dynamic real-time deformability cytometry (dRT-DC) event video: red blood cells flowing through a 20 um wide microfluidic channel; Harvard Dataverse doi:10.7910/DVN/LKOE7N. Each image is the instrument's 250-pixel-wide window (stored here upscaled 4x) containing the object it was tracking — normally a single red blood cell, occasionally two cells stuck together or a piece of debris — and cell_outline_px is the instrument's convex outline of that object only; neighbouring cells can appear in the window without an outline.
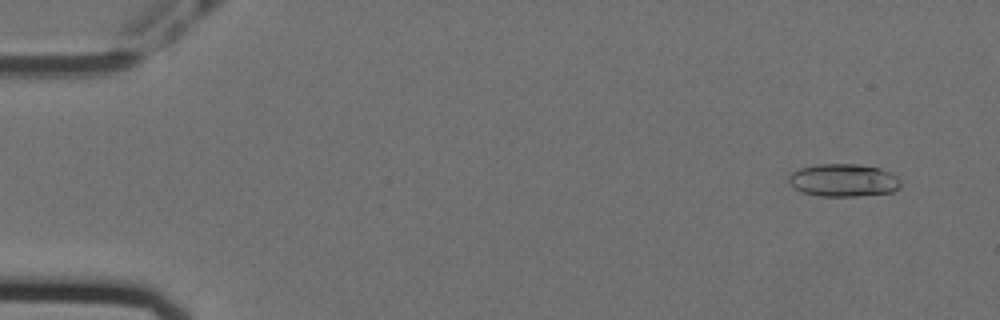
{"species": "Egyptian fruit bat (a non-hibernating species)", "species_latin": "Rousettus aegyptiacus", "temperature_condition": "cold", "stored_images_in_passage": 56, "camera_frame_rate_fps": 3000, "um_per_image_px": 0.085, "animal": {"sex": "female"}, "frame": {"image": 1, "passage_image": 4, "time_ms": 1.0, "image_size_px": [1000, 320], "cell_outline_px": [[900, 188], [892, 192], [856, 196], [820, 196], [804, 192], [796, 188], [788, 180], [788, 176], [792, 172], [800, 168], [816, 164], [856, 164], [880, 168], [892, 172], [900, 180]], "centroid_in_image_um": [71.72, 15.31], "position_along_channel_um": 13.3, "area_um2": 21.33}}
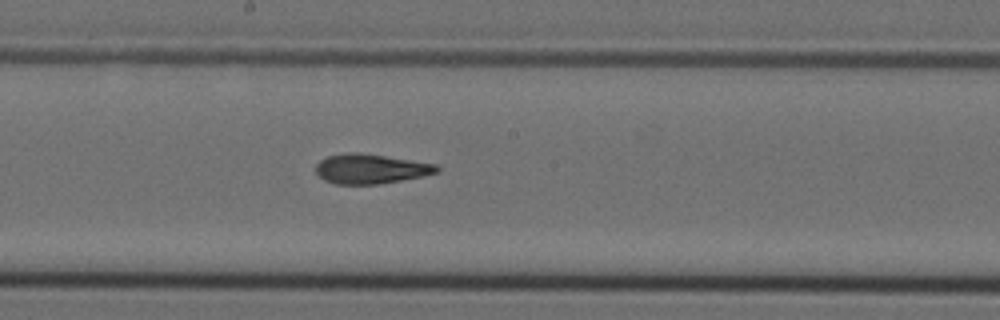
{"frame": {"image": 2, "passage_image": 31, "time_ms": 10.0, "image_size_px": [1000, 320], "cell_outline_px": [[440, 172], [424, 176], [376, 184], [336, 184], [324, 180], [316, 172], [316, 164], [320, 160], [328, 156], [348, 152], [356, 152], [384, 156], [436, 164], [440, 168]], "centroid_in_image_um": [31.51, 14.35], "position_along_channel_um": 216.7, "area_um2": 20.75}}
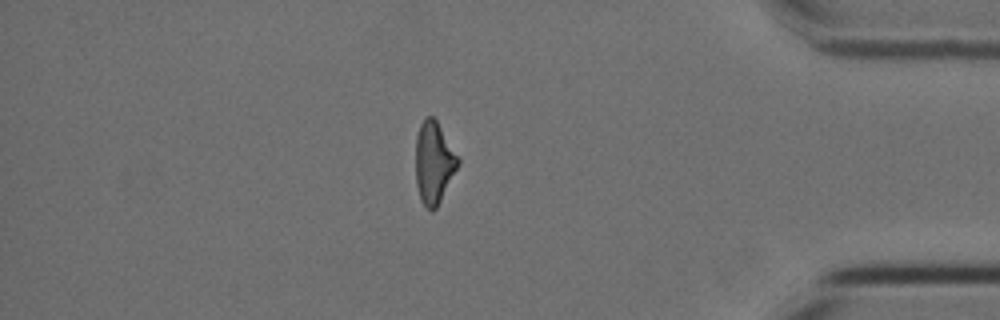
{"frame": {"image": 3, "passage_image": 49, "time_ms": 16.0, "image_size_px": [1000, 320], "cell_outline_px": [[460, 164], [436, 208], [432, 212], [420, 200], [416, 184], [416, 136], [420, 124], [424, 116], [432, 116], [436, 120], [460, 160]], "centroid_in_image_um": [36.87, 13.82], "position_along_channel_um": 398.3, "area_um2": 20.11}}